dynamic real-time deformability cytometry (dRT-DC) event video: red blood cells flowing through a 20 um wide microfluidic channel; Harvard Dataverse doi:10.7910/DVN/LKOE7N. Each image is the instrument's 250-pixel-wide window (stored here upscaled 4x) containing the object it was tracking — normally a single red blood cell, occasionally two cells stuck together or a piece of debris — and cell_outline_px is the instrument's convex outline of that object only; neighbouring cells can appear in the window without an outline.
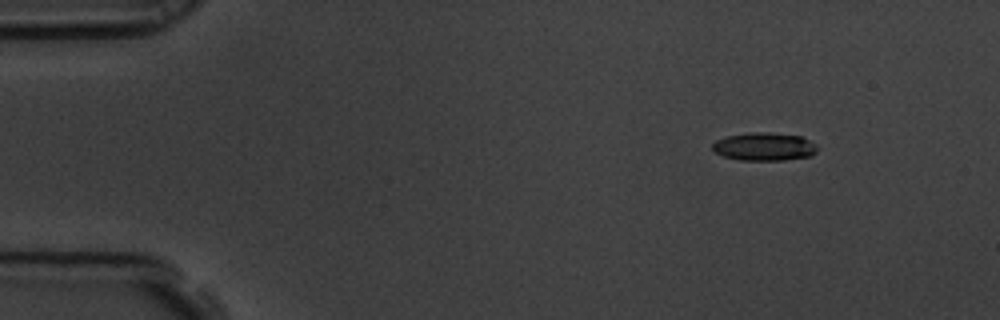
{"species": "common noctule bat (a hibernating species)", "species_latin": "Nyctalus noctula", "temperature_condition": "room temperature", "stored_images_in_passage": 7, "segment_of_instrument_passage": [1, 2], "camera_frame_rate_fps": 3000, "um_per_image_px": 0.085, "animal": {"sex": "male", "body_mass_g": 19.5, "forearm_length_mm": 54.6}, "frame": {"image": 1, "passage_image": 3, "time_ms": 0.667, "image_size_px": [1000, 320], "cell_outline_px": [[816, 152], [812, 156], [784, 160], [740, 160], [724, 156], [716, 152], [712, 148], [712, 144], [716, 140], [728, 136], [748, 132], [768, 132], [800, 136], [816, 144]], "centroid_in_image_um": [64.97, 12.46], "position_along_channel_um": 20.0, "area_um2": 17.11}}